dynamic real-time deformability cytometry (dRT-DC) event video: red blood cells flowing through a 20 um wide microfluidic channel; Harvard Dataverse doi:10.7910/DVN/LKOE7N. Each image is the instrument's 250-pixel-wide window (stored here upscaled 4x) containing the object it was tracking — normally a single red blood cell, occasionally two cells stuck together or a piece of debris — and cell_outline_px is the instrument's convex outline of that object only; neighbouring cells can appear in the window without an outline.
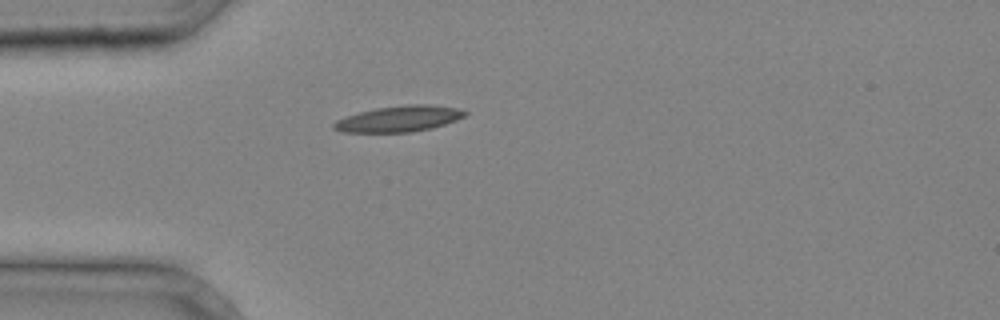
{"species": "common noctule bat (a hibernating species)", "species_latin": "Nyctalus noctula", "temperature_condition": "cold", "stored_images_in_passage": 4, "camera_frame_rate_fps": 3000, "um_per_image_px": 0.085, "animal": {"sex": "male", "body_mass_g": 20.4}, "frame": {"image": 1, "passage_image": 3, "time_ms": 0.667, "image_size_px": [1000, 320], "cell_outline_px": [[468, 112], [464, 116], [456, 120], [432, 128], [412, 132], [340, 132], [332, 128], [332, 124], [336, 120], [360, 112], [376, 108], [408, 104], [428, 104], [456, 108]], "centroid_in_image_um": [33.9, 10.1], "position_along_channel_um": 51.1, "area_um2": 19.71}}